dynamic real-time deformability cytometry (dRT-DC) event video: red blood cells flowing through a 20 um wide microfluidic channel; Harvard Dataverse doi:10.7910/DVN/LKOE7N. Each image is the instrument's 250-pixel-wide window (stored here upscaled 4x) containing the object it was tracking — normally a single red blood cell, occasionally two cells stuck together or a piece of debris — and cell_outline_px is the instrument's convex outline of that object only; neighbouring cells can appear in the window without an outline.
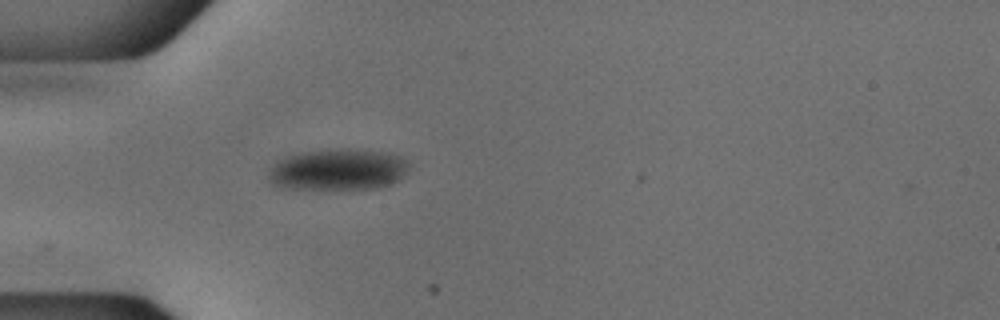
{"species": "common noctule bat (a hibernating species)", "species_latin": "Nyctalus noctula", "temperature_condition": "cold", "stored_images_in_passage": 4, "camera_frame_rate_fps": 3000, "um_per_image_px": 0.085, "animal": {"sex": "male", "body_mass_g": 18.8}, "frame": {"image": 1, "passage_image": 1, "time_ms": 0.0, "image_size_px": [1000, 320], "cell_outline_px": [[408, 168], [392, 184], [376, 188], [280, 188], [268, 184], [268, 168], [276, 160], [288, 156], [304, 152], [328, 148], [348, 148], [388, 152], [400, 156], [408, 164]], "centroid_in_image_um": [28.64, 14.39], "position_along_channel_um": 56.4, "area_um2": 34.04}}